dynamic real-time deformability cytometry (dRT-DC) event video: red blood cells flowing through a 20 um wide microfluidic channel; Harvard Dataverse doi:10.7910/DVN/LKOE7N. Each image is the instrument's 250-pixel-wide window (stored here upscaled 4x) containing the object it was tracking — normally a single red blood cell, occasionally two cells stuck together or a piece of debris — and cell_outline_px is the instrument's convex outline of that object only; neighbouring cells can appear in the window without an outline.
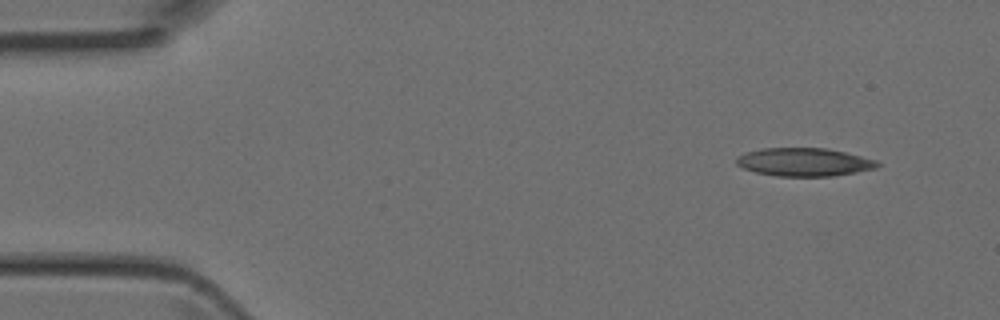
{"species": "Egyptian fruit bat (a non-hibernating species)", "species_latin": "Rousettus aegyptiacus", "temperature_condition": "room temperature", "stored_images_in_passage": 6, "camera_frame_rate_fps": 3000, "um_per_image_px": 0.085, "animal": {"sex": "female"}, "frame": {"image": 1, "passage_image": 1, "time_ms": 0.0, "image_size_px": [1000, 320], "cell_outline_px": [[880, 164], [876, 168], [856, 172], [832, 176], [776, 176], [756, 172], [744, 168], [736, 164], [736, 156], [744, 152], [760, 148], [828, 148], [876, 160]], "centroid_in_image_um": [68.31, 13.77], "position_along_channel_um": 16.7, "area_um2": 23.18}}
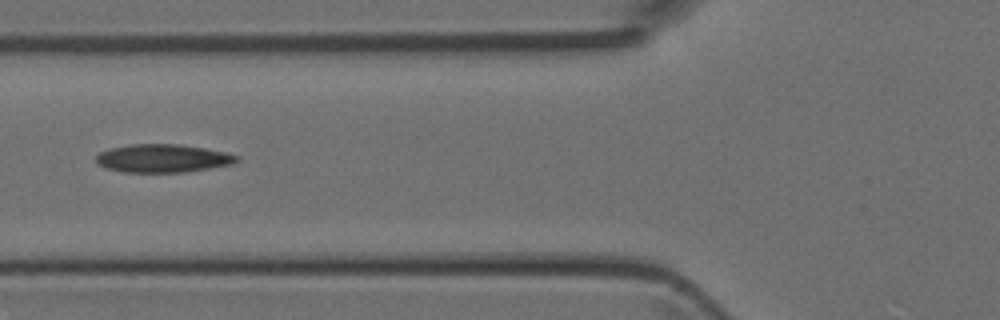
{"frame": {"image": 2, "passage_image": 5, "time_ms": 1.333, "image_size_px": [1000, 320], "cell_outline_px": [[240, 160], [232, 164], [184, 172], [124, 172], [104, 168], [96, 164], [96, 156], [100, 152], [108, 148], [132, 144], [180, 144], [228, 152], [240, 156]], "centroid_in_image_um": [13.83, 13.45], "position_along_channel_um": 112.0, "area_um2": 23.29}}
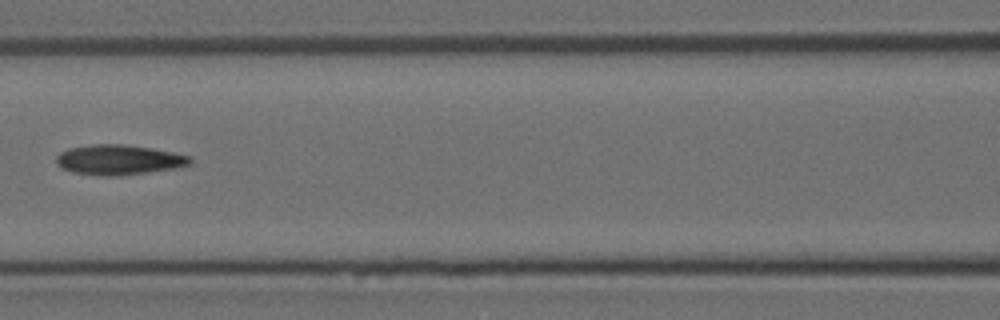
{"frame": {"image": 3, "passage_image": 6, "time_ms": 1.667, "image_size_px": [1000, 320], "cell_outline_px": [[192, 164], [180, 168], [120, 176], [100, 176], [72, 172], [60, 168], [56, 164], [56, 156], [60, 152], [68, 148], [92, 144], [124, 144], [152, 148], [192, 156]], "centroid_in_image_um": [10.12, 13.59], "position_along_channel_um": 156.5, "area_um2": 23.93}}